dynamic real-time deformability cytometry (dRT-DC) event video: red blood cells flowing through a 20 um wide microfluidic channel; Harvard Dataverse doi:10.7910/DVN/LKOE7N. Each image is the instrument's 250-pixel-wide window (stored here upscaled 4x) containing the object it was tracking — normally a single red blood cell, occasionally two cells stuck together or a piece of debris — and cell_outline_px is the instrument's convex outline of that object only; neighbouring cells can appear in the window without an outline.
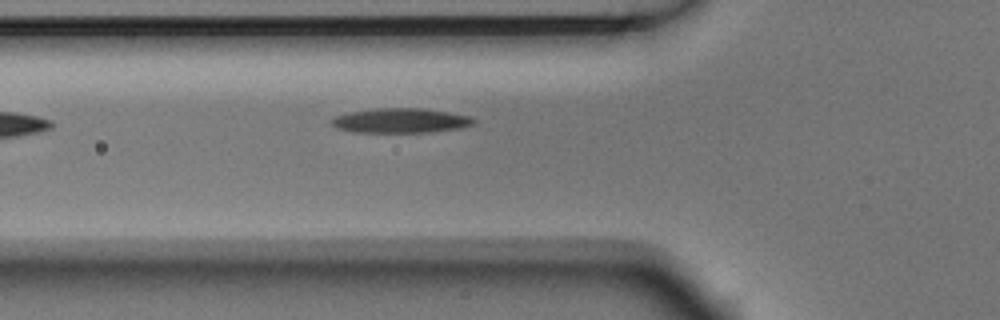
{"species": "Egyptian fruit bat (a non-hibernating species)", "species_latin": "Rousettus aegyptiacus", "temperature_condition": "room temperature", "stored_images_in_passage": 2, "camera_frame_rate_fps": 3000, "um_per_image_px": 0.085, "animal": {"sex": "male"}, "frame": {"image": 1, "passage_image": 2, "time_ms": 0.333, "image_size_px": [1000, 320], "cell_outline_px": [[476, 120], [472, 124], [460, 128], [428, 132], [352, 132], [336, 128], [328, 120], [336, 116], [352, 112], [376, 108], [424, 108], [472, 116]], "centroid_in_image_um": [34.05, 10.25], "position_along_channel_um": 91.8, "area_um2": 20.4}}